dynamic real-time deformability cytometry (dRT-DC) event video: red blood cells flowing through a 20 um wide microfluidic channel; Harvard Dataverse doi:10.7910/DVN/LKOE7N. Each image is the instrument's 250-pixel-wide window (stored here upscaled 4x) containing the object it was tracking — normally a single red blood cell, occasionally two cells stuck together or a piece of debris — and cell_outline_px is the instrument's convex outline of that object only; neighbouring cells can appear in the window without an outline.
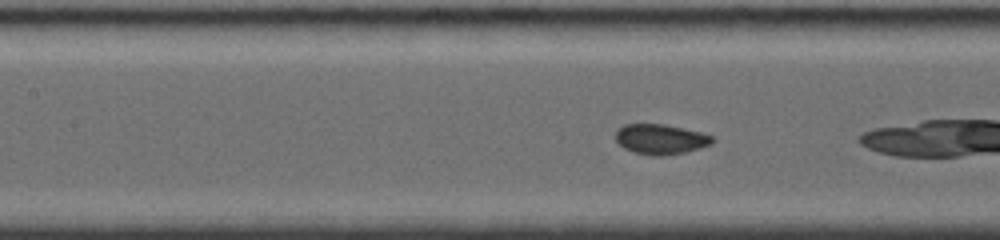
{"species": "common noctule bat (a hibernating species)", "species_latin": "Nyctalus noctula", "temperature_condition": "room temperature", "stored_images_in_passage": 44, "camera_frame_rate_fps": 4000, "um_per_image_px": 0.085, "animal": {"sex": "female", "body_mass_g": 19.0, "forearm_length_mm": 56.7}, "frame": {"image": 1, "passage_image": 13, "time_ms": 2.25, "image_size_px": [1000, 240], "cell_outline_px": [[716, 140], [712, 144], [700, 148], [684, 152], [660, 156], [652, 156], [636, 152], [624, 148], [616, 140], [616, 132], [624, 124], [664, 124], [700, 132], [712, 136]], "centroid_in_image_um": [56.18, 11.83], "position_along_channel_um": 151.2, "area_um2": 16.82}}
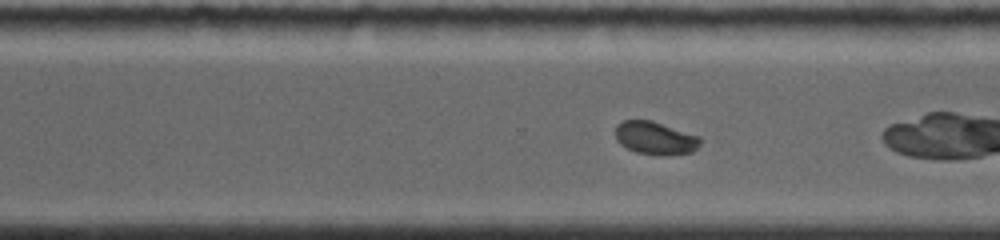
{"frame": {"image": 2, "passage_image": 37, "time_ms": 6.5, "image_size_px": [1000, 240], "cell_outline_px": [[700, 144], [692, 152], [636, 152], [620, 144], [616, 140], [616, 124], [624, 120], [652, 120], [700, 136]], "centroid_in_image_um": [55.66, 11.66], "position_along_channel_um": 314.9, "area_um2": 15.55}}